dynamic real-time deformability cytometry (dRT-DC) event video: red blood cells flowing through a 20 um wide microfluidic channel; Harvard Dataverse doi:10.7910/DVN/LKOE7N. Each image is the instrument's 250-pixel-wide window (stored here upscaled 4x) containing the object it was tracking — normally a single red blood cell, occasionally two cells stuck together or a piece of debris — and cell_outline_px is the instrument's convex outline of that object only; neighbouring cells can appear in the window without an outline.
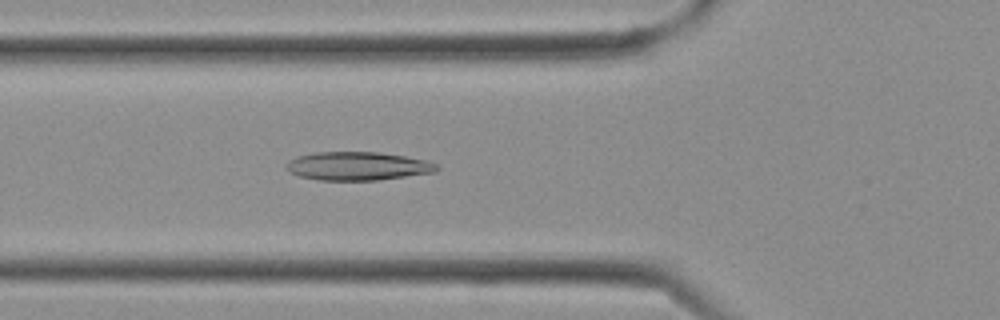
{"species": "Egyptian fruit bat (a non-hibernating species)", "species_latin": "Rousettus aegyptiacus", "temperature_condition": "cold", "stored_images_in_passage": 8, "camera_frame_rate_fps": 3000, "um_per_image_px": 0.085, "frame": {"image": 1, "passage_image": 6, "time_ms": 1.667, "image_size_px": [1000, 320], "cell_outline_px": [[440, 168], [436, 172], [376, 180], [316, 180], [300, 176], [292, 172], [288, 168], [288, 160], [296, 156], [316, 152], [380, 152], [404, 156], [424, 160], [436, 164]], "centroid_in_image_um": [30.41, 14.11], "position_along_channel_um": 95.4, "area_um2": 24.74}}
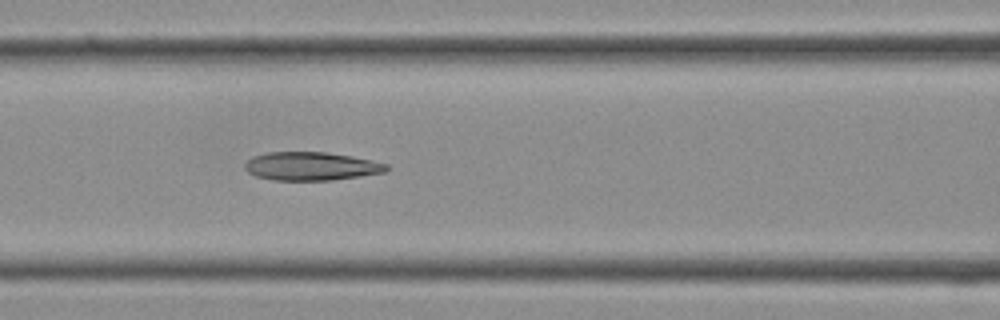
{"frame": {"image": 2, "passage_image": 8, "time_ms": 2.333, "image_size_px": [1000, 320], "cell_outline_px": [[388, 172], [332, 180], [272, 180], [256, 176], [248, 172], [244, 168], [244, 164], [252, 156], [268, 152], [324, 152], [352, 156], [388, 164]], "centroid_in_image_um": [26.44, 14.13], "position_along_channel_um": 140.2, "area_um2": 23.47}}